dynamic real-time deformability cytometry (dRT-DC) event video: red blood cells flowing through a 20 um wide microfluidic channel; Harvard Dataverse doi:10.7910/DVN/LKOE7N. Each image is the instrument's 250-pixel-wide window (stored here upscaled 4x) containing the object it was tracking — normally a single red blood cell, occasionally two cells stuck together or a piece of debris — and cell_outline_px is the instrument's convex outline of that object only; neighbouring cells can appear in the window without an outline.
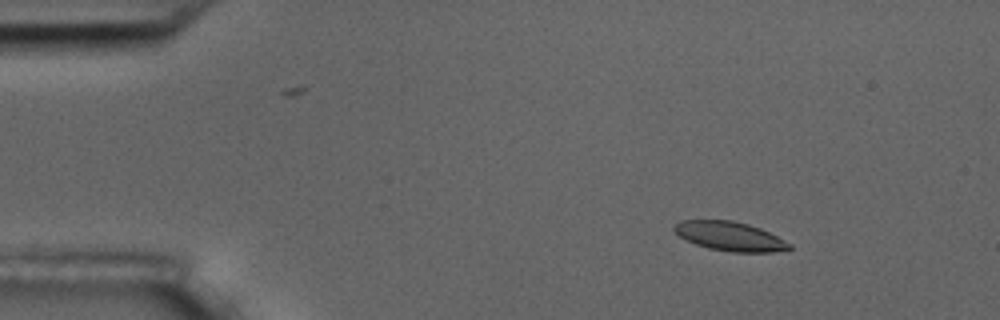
{"species": "common noctule bat (a hibernating species)", "species_latin": "Nyctalus noctula", "temperature_condition": "room temperature", "stored_images_in_passage": 5, "camera_frame_rate_fps": 3000, "um_per_image_px": 0.085, "animal": {"sex": "male", "body_mass_g": 17.5, "forearm_length_mm": 52.3}, "frame": {"image": 1, "passage_image": 2, "time_ms": 1.333, "image_size_px": [1000, 320], "cell_outline_px": [[792, 248], [772, 252], [732, 252], [708, 248], [696, 244], [680, 236], [672, 228], [680, 220], [732, 220], [748, 224], [760, 228], [792, 244]], "centroid_in_image_um": [62.04, 20.08], "position_along_channel_um": 23.0, "area_um2": 19.36}}
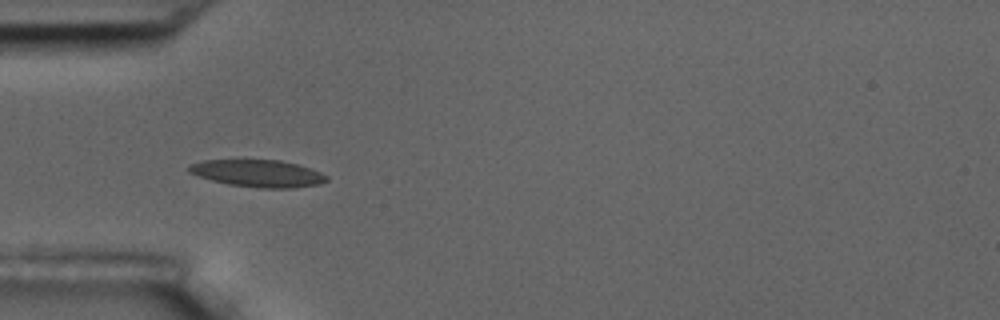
{"frame": {"image": 2, "passage_image": 5, "time_ms": 4.667, "image_size_px": [1000, 320], "cell_outline_px": [[328, 180], [320, 184], [292, 188], [260, 188], [228, 184], [212, 180], [188, 172], [188, 168], [192, 164], [204, 160], [280, 160], [296, 164], [320, 172], [328, 176]], "centroid_in_image_um": [21.95, 14.74], "position_along_channel_um": 63.1, "area_um2": 21.56}}